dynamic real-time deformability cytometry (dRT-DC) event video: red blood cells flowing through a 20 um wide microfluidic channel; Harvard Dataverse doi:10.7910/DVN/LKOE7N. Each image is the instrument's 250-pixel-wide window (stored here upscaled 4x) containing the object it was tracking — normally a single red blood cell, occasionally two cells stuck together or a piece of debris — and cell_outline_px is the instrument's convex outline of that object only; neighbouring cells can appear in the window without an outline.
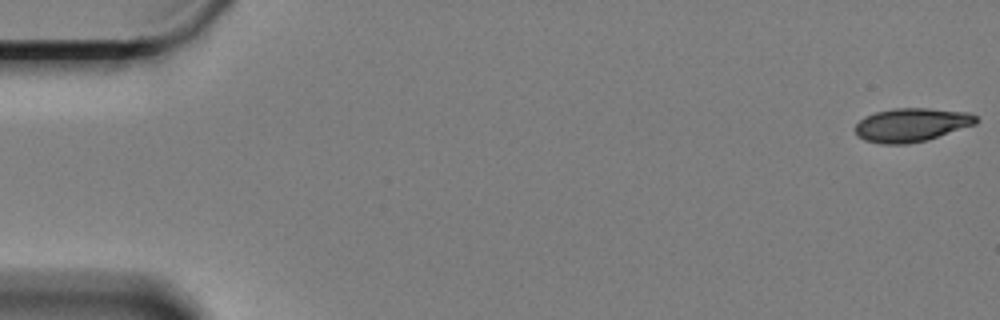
{"species": "Egyptian fruit bat (a non-hibernating species)", "species_latin": "Rousettus aegyptiacus", "temperature_condition": "cold", "stored_images_in_passage": 15, "camera_frame_rate_fps": 3000, "um_per_image_px": 0.085, "animal": {"sex": "female"}, "frame": {"image": 1, "passage_image": 1, "time_ms": 0.0, "image_size_px": [1000, 320], "cell_outline_px": [[980, 120], [976, 124], [924, 140], [904, 144], [880, 144], [864, 140], [856, 132], [856, 124], [864, 116], [876, 112], [896, 108], [928, 108], [968, 112], [976, 116]], "centroid_in_image_um": [77.48, 10.6], "position_along_channel_um": 7.5, "area_um2": 23.41}}
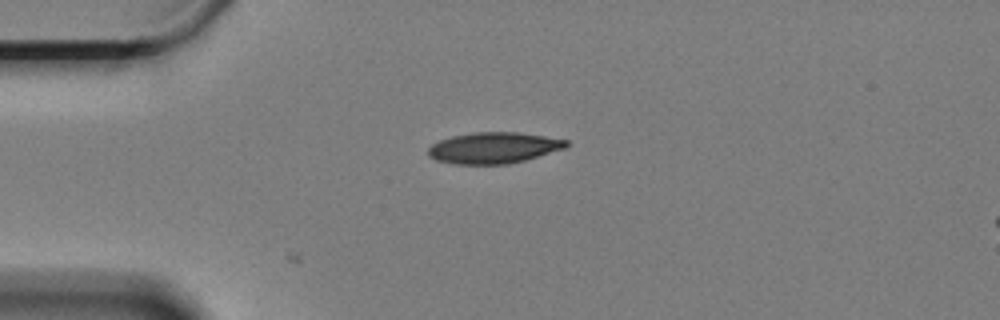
{"frame": {"image": 2, "passage_image": 15, "time_ms": 4.667, "image_size_px": [1000, 320], "cell_outline_px": [[568, 144], [564, 148], [524, 160], [508, 164], [456, 164], [436, 160], [428, 156], [428, 148], [432, 144], [440, 140], [452, 136], [476, 132], [516, 132], [544, 136], [568, 140]], "centroid_in_image_um": [41.93, 12.56], "position_along_channel_um": 43.1, "area_um2": 24.8}}